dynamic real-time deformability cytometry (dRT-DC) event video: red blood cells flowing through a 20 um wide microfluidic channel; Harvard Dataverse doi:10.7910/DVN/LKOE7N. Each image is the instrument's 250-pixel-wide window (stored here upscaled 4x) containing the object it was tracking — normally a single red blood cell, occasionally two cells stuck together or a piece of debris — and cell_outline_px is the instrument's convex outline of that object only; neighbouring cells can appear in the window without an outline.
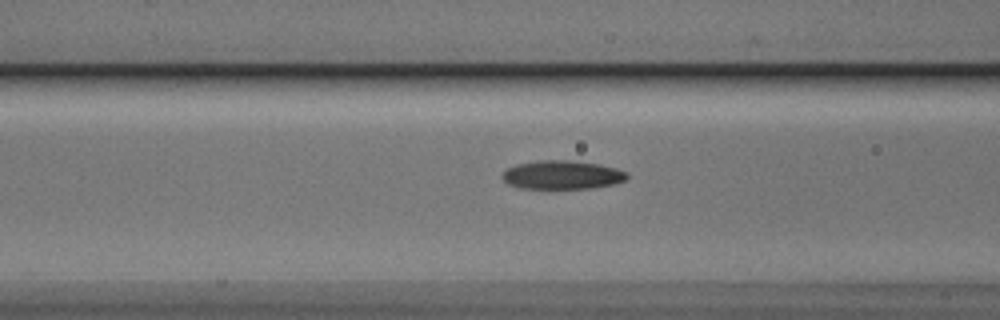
{"species": "Egyptian fruit bat (a non-hibernating species)", "species_latin": "Rousettus aegyptiacus", "temperature_condition": "cold", "stored_images_in_passage": 33, "camera_frame_rate_fps": 3000, "um_per_image_px": 0.085, "animal": {"sex": "male"}, "frame": {"image": 1, "passage_image": 6, "time_ms": 1.667, "image_size_px": [1000, 320], "cell_outline_px": [[628, 176], [624, 180], [616, 184], [592, 188], [520, 188], [508, 184], [500, 176], [508, 168], [516, 164], [540, 160], [568, 160], [600, 164], [616, 168], [628, 172]], "centroid_in_image_um": [47.8, 14.86], "position_along_channel_um": 118.8, "area_um2": 20.87}}
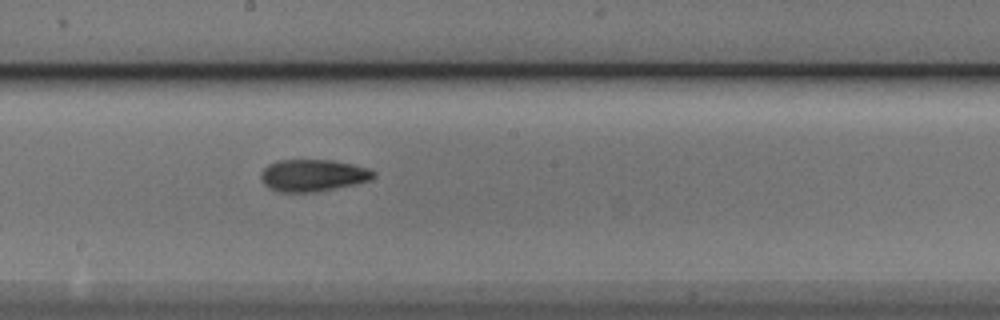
{"frame": {"image": 2, "passage_image": 14, "time_ms": 4.333, "image_size_px": [1000, 320], "cell_outline_px": [[376, 176], [372, 180], [356, 184], [316, 192], [280, 192], [268, 188], [264, 184], [260, 176], [260, 172], [268, 164], [276, 160], [332, 160], [352, 164], [368, 168], [376, 172]], "centroid_in_image_um": [26.6, 14.91], "position_along_channel_um": 221.6, "area_um2": 21.27}}
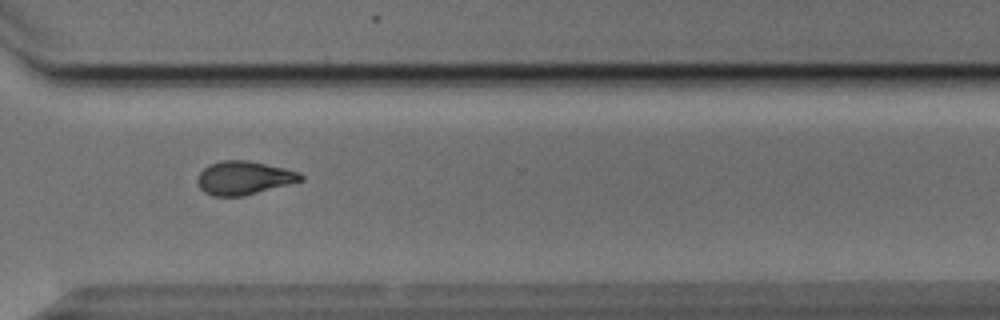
{"frame": {"image": 3, "passage_image": 24, "time_ms": 7.667, "image_size_px": [1000, 320], "cell_outline_px": [[304, 180], [244, 196], [212, 196], [204, 192], [200, 188], [196, 180], [200, 172], [208, 164], [220, 160], [248, 160], [284, 168], [300, 172], [304, 176]], "centroid_in_image_um": [20.72, 15.12], "position_along_channel_um": 349.9, "area_um2": 20.29}, "authors_computed_cell_mechanics": {"area_um2": 20.1722, "velocity_mm_per_s": 3.8533, "shape_relaxation_time_tau1_ms": 3.4244, "shape_relaxation_time_tau2_ms": 2.2791, "deformation_change_tau1": 0.1638, "deformation_change_tau2": 0.0961}}